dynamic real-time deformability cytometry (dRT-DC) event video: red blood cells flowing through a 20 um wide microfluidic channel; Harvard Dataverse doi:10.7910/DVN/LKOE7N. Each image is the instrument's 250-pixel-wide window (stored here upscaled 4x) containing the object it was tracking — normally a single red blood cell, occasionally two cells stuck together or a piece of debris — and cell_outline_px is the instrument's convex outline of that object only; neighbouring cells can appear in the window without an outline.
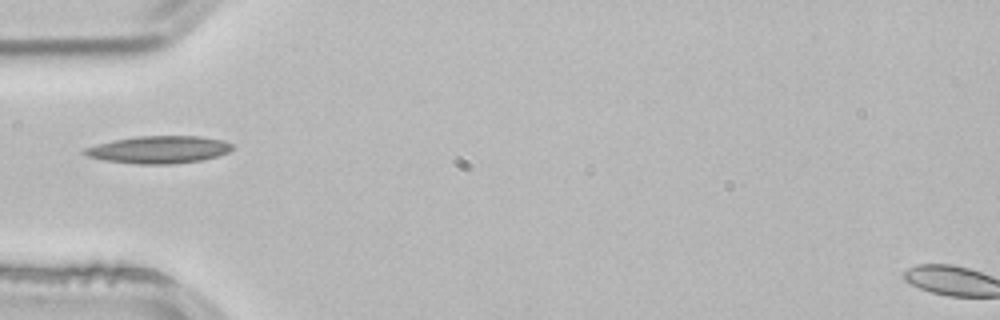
{"species": "common noctule bat (a hibernating species)", "species_latin": "Nyctalus noctula", "temperature_condition": "room temperature", "stored_images_in_passage": 2, "camera_frame_rate_fps": 3000, "um_per_image_px": 0.085, "animal": {"sex": "male", "body_mass_g": 21.5, "forearm_length_mm": 52.0}, "frame": {"image": 1, "passage_image": 2, "time_ms": 0.333, "image_size_px": [1000, 320], "cell_outline_px": [[236, 148], [228, 152], [216, 156], [200, 160], [172, 164], [136, 164], [104, 160], [88, 156], [80, 152], [84, 148], [96, 144], [112, 140], [136, 136], [200, 136], [224, 140], [232, 144]], "centroid_in_image_um": [13.49, 12.71], "position_along_channel_um": 71.5, "area_um2": 23.76}}